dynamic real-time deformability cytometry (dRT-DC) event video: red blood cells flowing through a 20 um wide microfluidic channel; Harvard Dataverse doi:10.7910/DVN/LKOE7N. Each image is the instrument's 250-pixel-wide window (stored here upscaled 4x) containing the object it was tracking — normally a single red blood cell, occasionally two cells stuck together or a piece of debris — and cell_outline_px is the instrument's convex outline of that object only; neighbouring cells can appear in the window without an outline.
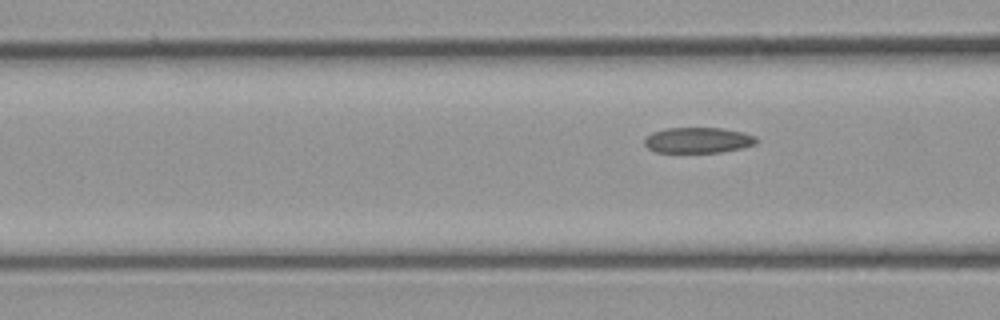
{"species": "common noctule bat (a hibernating species)", "species_latin": "Nyctalus noctula", "temperature_condition": "cold", "stored_images_in_passage": 8, "camera_frame_rate_fps": 3000, "um_per_image_px": 0.085, "animal": {"sex": "male", "body_mass_g": 23.1, "forearm_length_mm": 52.7}, "frame": {"image": 1, "passage_image": 8, "time_ms": 9.333, "image_size_px": [1000, 320], "cell_outline_px": [[760, 140], [756, 144], [740, 148], [720, 152], [656, 152], [648, 148], [644, 144], [644, 140], [652, 132], [668, 128], [724, 128], [744, 132], [756, 136]], "centroid_in_image_um": [59.37, 11.91], "position_along_channel_um": 107.2, "area_um2": 16.76}}